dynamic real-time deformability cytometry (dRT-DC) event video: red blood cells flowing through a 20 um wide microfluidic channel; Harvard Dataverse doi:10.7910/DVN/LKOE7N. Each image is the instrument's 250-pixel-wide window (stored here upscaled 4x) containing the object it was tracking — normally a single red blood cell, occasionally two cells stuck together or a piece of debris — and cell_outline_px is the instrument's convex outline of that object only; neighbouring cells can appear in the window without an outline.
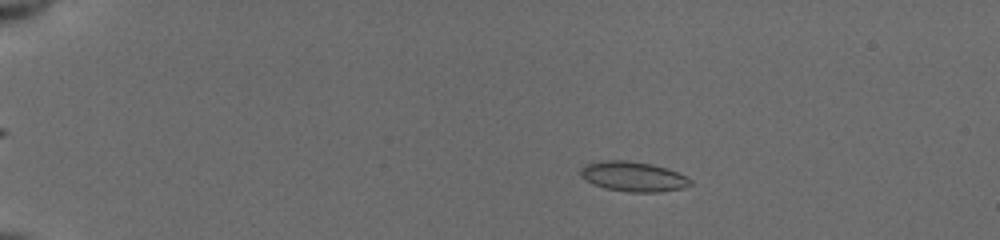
{"species": "common noctule bat (a hibernating species)", "species_latin": "Nyctalus noctula", "temperature_condition": "cold", "stored_images_in_passage": 54, "camera_frame_rate_fps": 3000, "um_per_image_px": 0.085, "animal": {"sex": "female", "body_mass_g": 19.5, "forearm_length_mm": 54.1}, "frame": {"image": 1, "passage_image": 11, "time_ms": 3.333, "image_size_px": [1000, 240], "cell_outline_px": [[692, 184], [684, 188], [660, 192], [628, 192], [604, 188], [592, 184], [580, 176], [580, 168], [588, 164], [600, 160], [628, 160], [652, 164], [668, 168], [692, 180]], "centroid_in_image_um": [53.81, 15.01], "position_along_channel_um": 31.2, "area_um2": 19.31}}
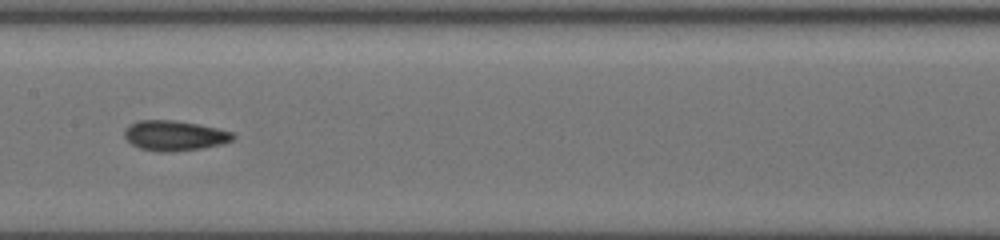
{"frame": {"image": 2, "passage_image": 30, "time_ms": 9.667, "image_size_px": [1000, 240], "cell_outline_px": [[236, 136], [232, 140], [224, 144], [200, 148], [172, 152], [156, 152], [140, 148], [132, 144], [124, 136], [124, 132], [132, 124], [140, 120], [176, 120], [200, 124], [232, 132]], "centroid_in_image_um": [14.87, 11.53], "position_along_channel_um": 192.5, "area_um2": 19.02}}
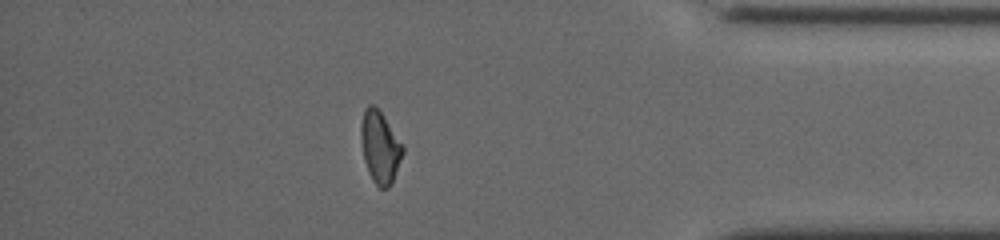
{"frame": {"image": 3, "passage_image": 48, "time_ms": 15.667, "image_size_px": [1000, 240], "cell_outline_px": [[404, 152], [392, 184], [388, 188], [380, 188], [372, 180], [368, 172], [364, 160], [360, 136], [360, 124], [364, 108], [368, 104], [372, 104], [384, 116], [404, 144]], "centroid_in_image_um": [32.31, 12.5], "position_along_channel_um": 402.9, "area_um2": 17.86}, "authors_computed_cell_mechanics": {"area_um2": 18.0914, "velocity_mm_per_s": 3.9296, "shape_relaxation_time_tau1_ms": 6.4602, "shape_relaxation_time_tau2_ms": 2.7538, "deformation_change_tau1": 0.1613, "deformation_change_tau2": 0.0878}}